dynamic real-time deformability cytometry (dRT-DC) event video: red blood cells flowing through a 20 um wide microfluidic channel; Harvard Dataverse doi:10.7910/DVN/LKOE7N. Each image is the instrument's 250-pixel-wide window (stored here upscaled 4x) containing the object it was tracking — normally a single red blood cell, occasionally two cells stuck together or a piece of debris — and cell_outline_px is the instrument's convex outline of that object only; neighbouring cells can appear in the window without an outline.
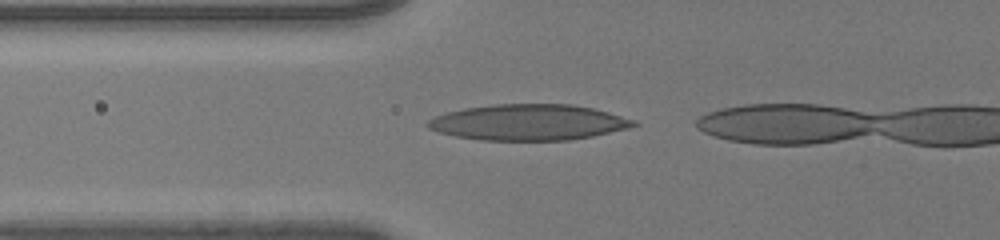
{"species": "human", "species_latin": "Homo sapiens", "temperature_condition": "room temperature", "stored_images_in_passage": 23, "camera_frame_rate_fps": 3000, "um_per_image_px": 0.085, "donor": {"sex": "male"}, "frame": {"image": 1, "passage_image": 2, "time_ms": 0.333, "image_size_px": [1000, 240], "cell_outline_px": [[640, 124], [628, 128], [592, 136], [568, 140], [480, 140], [456, 136], [440, 132], [428, 128], [424, 124], [428, 120], [436, 116], [448, 112], [464, 108], [492, 104], [572, 104], [592, 108], [608, 112], [636, 120]], "centroid_in_image_um": [44.93, 10.39], "position_along_channel_um": 80.9, "area_um2": 43.0}}
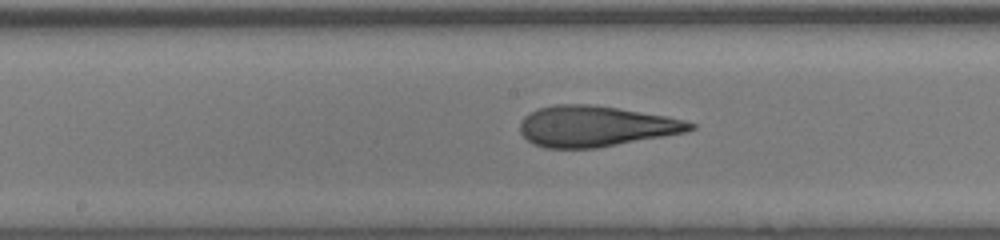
{"frame": {"image": 2, "passage_image": 11, "time_ms": 3.333, "image_size_px": [1000, 240], "cell_outline_px": [[696, 128], [684, 132], [596, 148], [544, 148], [532, 144], [520, 132], [520, 120], [528, 112], [540, 108], [556, 104], [592, 104], [664, 116], [684, 120], [696, 124]], "centroid_in_image_um": [50.55, 10.73], "position_along_channel_um": 197.6, "area_um2": 40.11}}
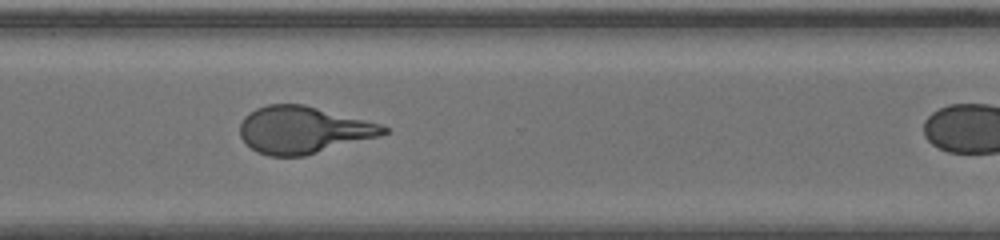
{"frame": {"image": 3, "passage_image": 22, "time_ms": 7.0, "image_size_px": [1000, 240], "cell_outline_px": [[392, 128], [388, 132], [376, 136], [304, 156], [268, 156], [256, 152], [240, 136], [240, 124], [244, 116], [248, 112], [256, 108], [268, 104], [304, 104], [380, 124]], "centroid_in_image_um": [25.72, 11.03], "position_along_channel_um": 344.9, "area_um2": 39.02}}